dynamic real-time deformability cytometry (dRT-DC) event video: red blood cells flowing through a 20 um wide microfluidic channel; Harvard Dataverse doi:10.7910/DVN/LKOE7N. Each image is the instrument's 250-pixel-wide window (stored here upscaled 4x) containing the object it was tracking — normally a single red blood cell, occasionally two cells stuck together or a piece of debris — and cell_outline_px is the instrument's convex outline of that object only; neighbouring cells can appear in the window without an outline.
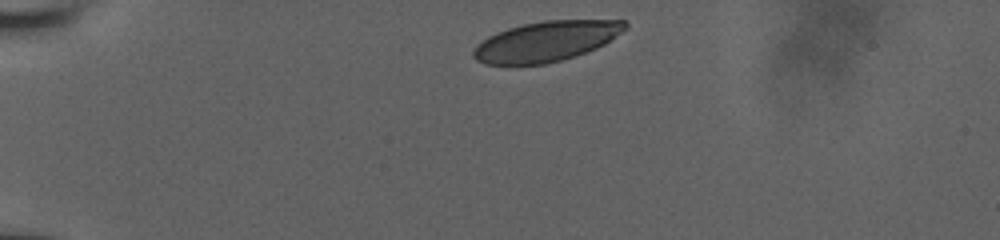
{"species": "human", "species_latin": "Homo sapiens", "temperature_condition": "room temperature", "stored_images_in_passage": 4, "camera_frame_rate_fps": 3000, "um_per_image_px": 0.085, "donor": {"sex": "male"}, "frame": {"image": 1, "passage_image": 1, "time_ms": 0.0, "image_size_px": [1000, 240], "cell_outline_px": [[628, 28], [604, 44], [596, 48], [576, 56], [544, 64], [484, 64], [476, 60], [472, 56], [472, 52], [476, 44], [488, 36], [496, 32], [508, 28], [524, 24], [544, 20], [624, 20], [628, 24]], "centroid_in_image_um": [46.41, 3.5], "position_along_channel_um": 38.6, "area_um2": 35.49}}
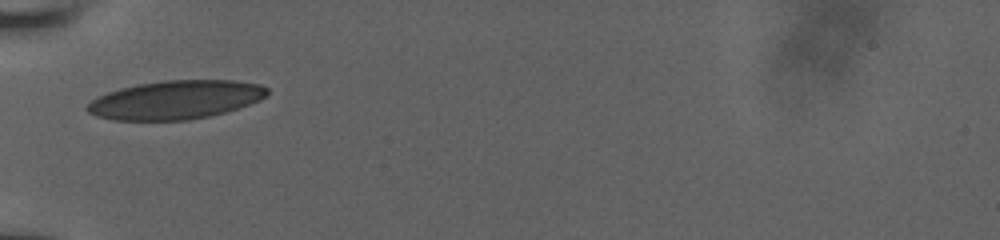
{"frame": {"image": 2, "passage_image": 3, "time_ms": 2.333, "image_size_px": [1000, 240], "cell_outline_px": [[268, 92], [260, 100], [224, 112], [208, 116], [188, 120], [112, 120], [96, 116], [88, 112], [84, 108], [92, 100], [108, 92], [120, 88], [136, 84], [164, 80], [236, 80], [260, 84], [268, 88]], "centroid_in_image_um": [14.9, 8.48], "position_along_channel_um": 70.1, "area_um2": 40.4}}
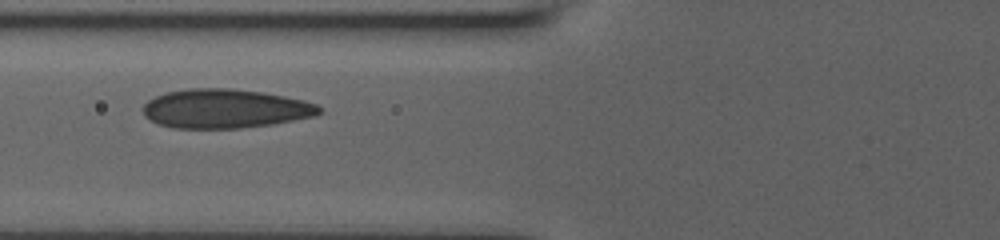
{"frame": {"image": 3, "passage_image": 4, "time_ms": 3.333, "image_size_px": [1000, 240], "cell_outline_px": [[324, 112], [316, 116], [272, 124], [240, 128], [172, 128], [160, 124], [144, 116], [144, 104], [148, 100], [156, 96], [168, 92], [188, 88], [232, 88], [264, 92], [304, 100], [316, 104]], "centroid_in_image_um": [19.17, 9.23], "position_along_channel_um": 106.6, "area_um2": 40.17}}